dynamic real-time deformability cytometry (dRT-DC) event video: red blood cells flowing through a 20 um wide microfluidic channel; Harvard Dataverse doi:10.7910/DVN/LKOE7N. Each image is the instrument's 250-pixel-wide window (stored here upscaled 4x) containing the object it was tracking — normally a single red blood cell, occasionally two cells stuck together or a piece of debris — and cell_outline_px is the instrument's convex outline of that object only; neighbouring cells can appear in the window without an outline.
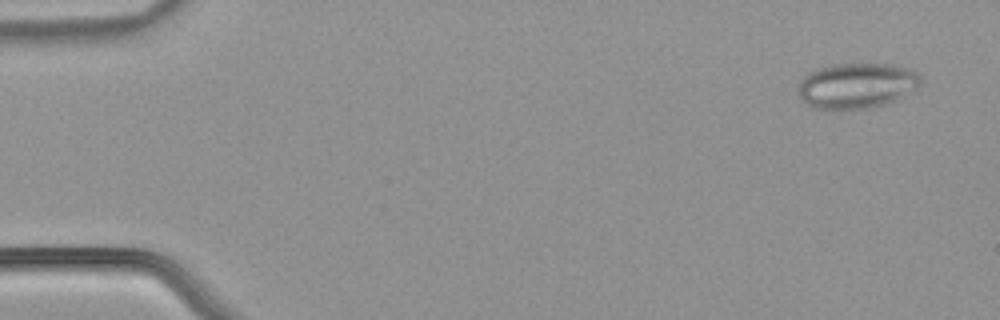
{"species": "common noctule bat (a hibernating species)", "species_latin": "Nyctalus noctula", "temperature_condition": "warm", "stored_images_in_passage": 51, "camera_frame_rate_fps": 3000, "um_per_image_px": 0.085, "animal": {"sex": "male", "body_mass_g": 21.5, "forearm_length_mm": 52.0}, "frame": {"image": 1, "passage_image": 3, "time_ms": 0.667, "image_size_px": [1000, 320], "cell_outline_px": [[920, 88], [896, 100], [884, 104], [868, 108], [816, 108], [808, 104], [800, 96], [800, 80], [808, 72], [816, 68], [832, 64], [892, 64], [912, 68], [920, 76]], "centroid_in_image_um": [72.88, 7.25], "position_along_channel_um": 12.1, "area_um2": 32.37}}
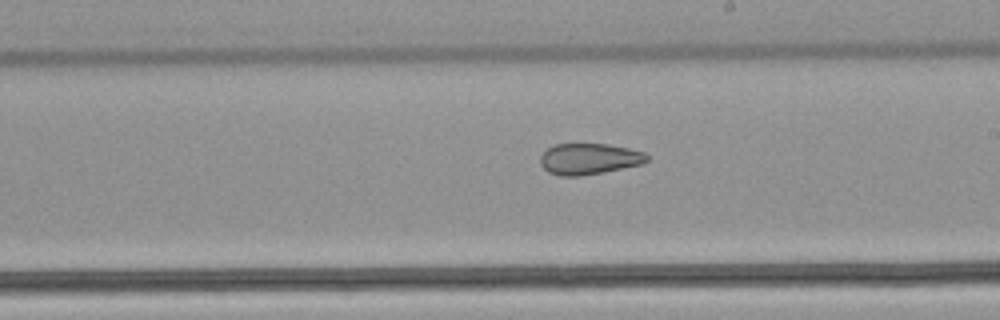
{"frame": {"image": 2, "passage_image": 30, "time_ms": 9.667, "image_size_px": [1000, 320], "cell_outline_px": [[648, 160], [640, 164], [580, 176], [560, 176], [548, 172], [540, 164], [540, 156], [548, 148], [556, 144], [608, 144], [628, 148], [644, 152], [648, 156]], "centroid_in_image_um": [50.04, 13.5], "position_along_channel_um": 239.0, "area_um2": 19.07}}
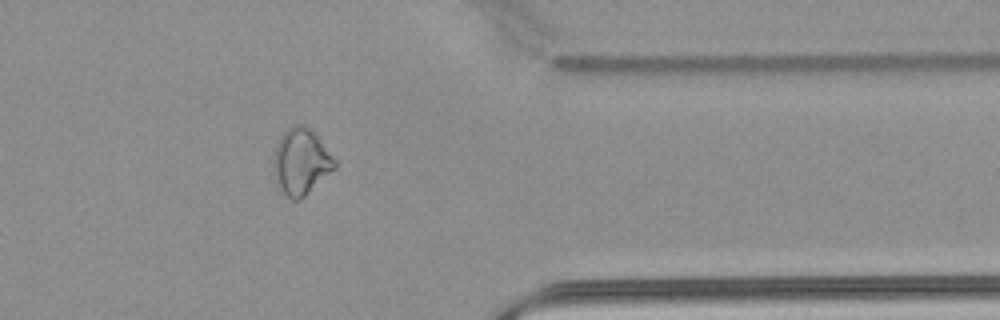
{"frame": {"image": 3, "passage_image": 42, "time_ms": 13.667, "image_size_px": [1000, 320], "cell_outline_px": [[336, 168], [300, 200], [292, 200], [280, 192], [276, 184], [272, 172], [272, 160], [276, 144], [280, 136], [288, 128], [296, 124], [304, 124], [316, 136], [336, 160]], "centroid_in_image_um": [25.53, 13.78], "position_along_channel_um": 385.9, "area_um2": 23.81}, "authors_computed_cell_mechanics": {"area_um2": 25.0274, "velocity_mm_per_s": 3.9995, "shape_relaxation_time_tau1_ms": null, "shape_relaxation_time_tau2_ms": 2.4581, "deformation_change_tau1": null, "deformation_change_tau2": 0.0847}}